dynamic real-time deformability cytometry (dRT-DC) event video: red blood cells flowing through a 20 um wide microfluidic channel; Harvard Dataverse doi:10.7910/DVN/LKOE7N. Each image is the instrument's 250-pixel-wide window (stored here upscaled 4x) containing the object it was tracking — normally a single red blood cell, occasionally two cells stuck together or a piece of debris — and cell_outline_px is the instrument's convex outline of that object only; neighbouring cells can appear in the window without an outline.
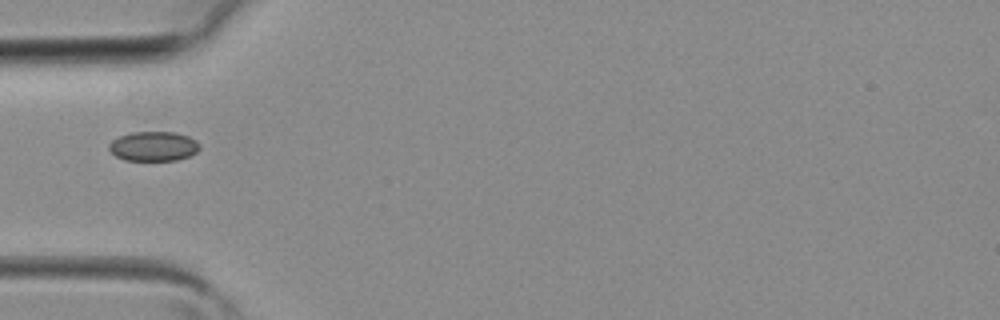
{"species": "common noctule bat (a hibernating species)", "species_latin": "Nyctalus noctula", "temperature_condition": "room temperature", "stored_images_in_passage": 5, "camera_frame_rate_fps": 3000, "um_per_image_px": 0.085, "animal": {"sex": "female", "body_mass_g": 19.3, "forearm_length_mm": 54.1}, "frame": {"image": 1, "passage_image": 5, "time_ms": 1.333, "image_size_px": [1000, 320], "cell_outline_px": [[200, 148], [196, 152], [188, 156], [176, 160], [124, 160], [116, 156], [108, 148], [108, 144], [112, 140], [120, 136], [132, 132], [176, 132], [188, 136], [196, 140], [200, 144]], "centroid_in_image_um": [13.05, 12.42], "position_along_channel_um": 72.0, "area_um2": 15.61}}